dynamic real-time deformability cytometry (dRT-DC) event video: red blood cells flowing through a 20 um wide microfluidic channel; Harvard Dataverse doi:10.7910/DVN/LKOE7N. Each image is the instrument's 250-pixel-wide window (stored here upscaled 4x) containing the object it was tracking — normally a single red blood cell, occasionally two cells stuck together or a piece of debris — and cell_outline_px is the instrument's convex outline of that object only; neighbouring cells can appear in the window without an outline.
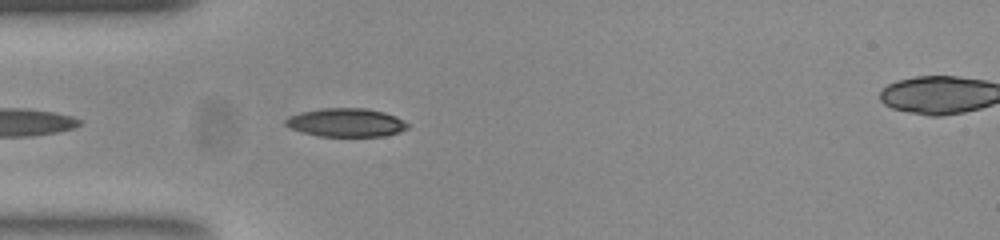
{"species": "common noctule bat (a hibernating species)", "species_latin": "Nyctalus noctula", "temperature_condition": "room temperature", "stored_images_in_passage": 24, "camera_frame_rate_fps": 3000, "um_per_image_px": 0.085, "animal": {"sex": "female", "body_mass_g": 23.0, "forearm_length_mm": 53.4}, "frame": {"image": 1, "passage_image": 1, "time_ms": 0.0, "image_size_px": [1000, 240], "cell_outline_px": [[408, 128], [400, 132], [384, 136], [320, 136], [304, 132], [292, 128], [284, 124], [284, 120], [288, 116], [300, 112], [320, 108], [364, 108], [384, 112], [396, 116], [404, 120], [408, 124]], "centroid_in_image_um": [29.43, 10.41], "position_along_channel_um": 55.6, "area_um2": 20.29}}
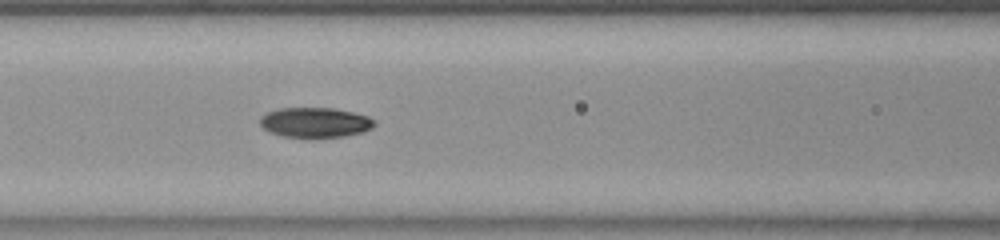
{"frame": {"image": 2, "passage_image": 8, "time_ms": 2.333, "image_size_px": [1000, 240], "cell_outline_px": [[376, 124], [372, 128], [360, 132], [340, 136], [284, 136], [272, 132], [264, 128], [260, 124], [260, 116], [268, 112], [280, 108], [336, 108], [368, 116], [376, 120]], "centroid_in_image_um": [26.81, 10.38], "position_along_channel_um": 139.8, "area_um2": 19.54}}
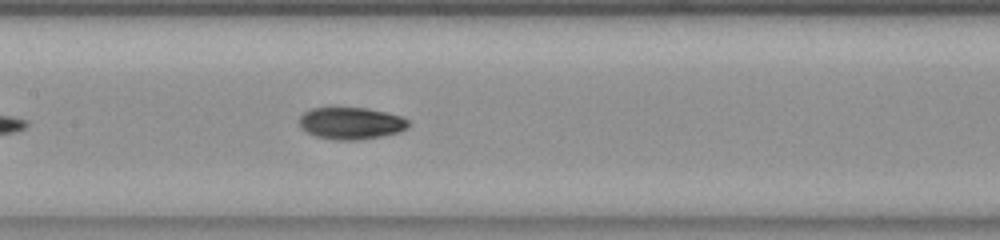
{"frame": {"image": 3, "passage_image": 11, "time_ms": 3.333, "image_size_px": [1000, 240], "cell_outline_px": [[408, 124], [404, 128], [396, 132], [380, 136], [356, 140], [344, 140], [316, 136], [308, 132], [300, 124], [300, 116], [304, 112], [312, 108], [368, 108], [400, 116], [408, 120]], "centroid_in_image_um": [29.81, 10.46], "position_along_channel_um": 177.6, "area_um2": 19.71}}